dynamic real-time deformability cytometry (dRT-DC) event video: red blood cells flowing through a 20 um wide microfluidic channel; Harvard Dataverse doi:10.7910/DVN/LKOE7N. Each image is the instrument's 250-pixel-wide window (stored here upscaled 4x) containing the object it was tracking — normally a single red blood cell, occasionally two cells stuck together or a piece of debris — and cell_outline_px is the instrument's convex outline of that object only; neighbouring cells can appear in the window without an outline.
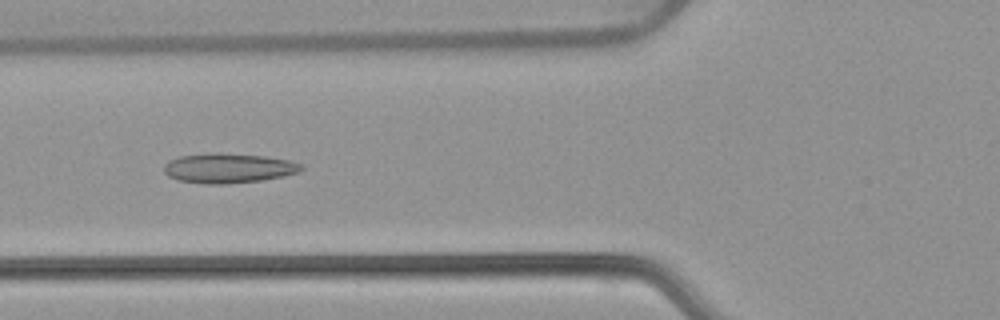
{"species": "common noctule bat (a hibernating species)", "species_latin": "Nyctalus noctula", "temperature_condition": "warm", "stored_images_in_passage": 43, "camera_frame_rate_fps": 3000, "um_per_image_px": 0.085, "animal": {"sex": "female", "body_mass_g": 22.7, "forearm_length_mm": 54.2}, "frame": {"image": 1, "passage_image": 10, "time_ms": 3.0, "image_size_px": [1000, 320], "cell_outline_px": [[304, 168], [296, 172], [284, 176], [264, 180], [224, 184], [204, 184], [180, 180], [168, 176], [164, 172], [164, 164], [168, 160], [180, 156], [216, 152], [264, 156], [288, 160], [304, 164]], "centroid_in_image_um": [19.41, 14.29], "position_along_channel_um": 106.4, "area_um2": 23.87}}
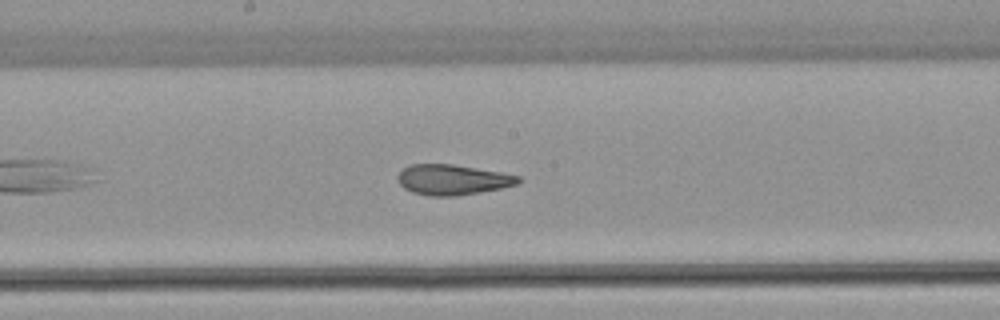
{"frame": {"image": 2, "passage_image": 18, "time_ms": 5.667, "image_size_px": [1000, 320], "cell_outline_px": [[520, 180], [516, 184], [500, 188], [456, 196], [428, 196], [412, 192], [404, 188], [400, 184], [396, 176], [404, 168], [412, 164], [452, 164], [500, 172], [520, 176]], "centroid_in_image_um": [38.42, 15.27], "position_along_channel_um": 209.8, "area_um2": 21.1}}
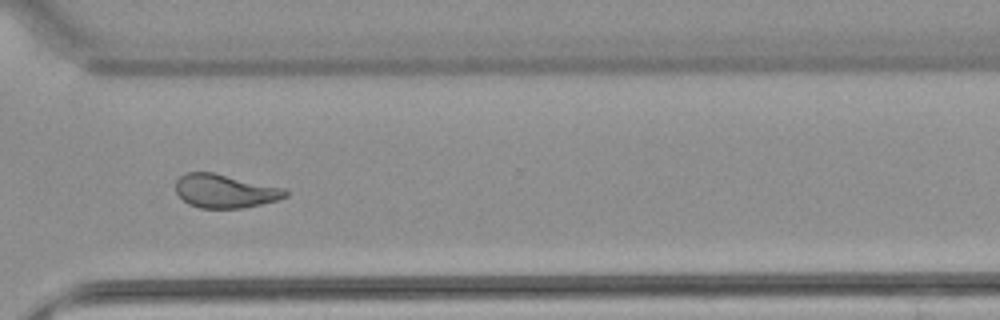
{"frame": {"image": 3, "passage_image": 29, "time_ms": 9.333, "image_size_px": [1000, 320], "cell_outline_px": [[288, 196], [276, 200], [244, 208], [200, 208], [188, 204], [176, 192], [176, 180], [180, 176], [188, 172], [212, 172], [284, 188], [288, 192]], "centroid_in_image_um": [19.11, 16.24], "position_along_channel_um": 351.5, "area_um2": 21.33}, "authors_computed_cell_mechanics": {"area_um2": 22.253, "velocity_mm_per_s": 3.8687, "shape_relaxation_time_tau1_ms": null, "shape_relaxation_time_tau2_ms": 1.9364, "deformation_change_tau1": null, "deformation_change_tau2": 0.0901}}